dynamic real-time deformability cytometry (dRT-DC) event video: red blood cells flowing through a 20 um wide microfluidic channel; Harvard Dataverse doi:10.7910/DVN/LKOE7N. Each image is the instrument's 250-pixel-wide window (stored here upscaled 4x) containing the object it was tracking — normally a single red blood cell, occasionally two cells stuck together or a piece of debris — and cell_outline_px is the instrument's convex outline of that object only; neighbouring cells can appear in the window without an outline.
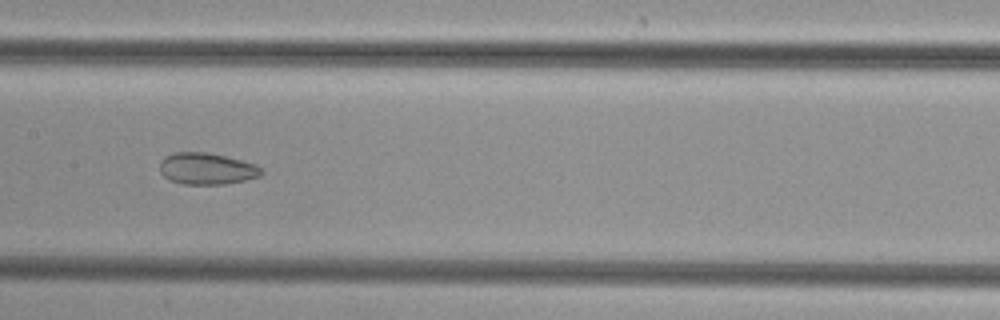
{"species": "common noctule bat (a hibernating species)", "species_latin": "Nyctalus noctula", "temperature_condition": "cold", "stored_images_in_passage": 50, "segment_of_instrument_passage": [2, 2], "camera_frame_rate_fps": 3000, "um_per_image_px": 0.085, "animal": {"sex": "female", "body_mass_g": 29.2, "forearm_length_mm": 56.3}, "frame": {"image": 1, "passage_image": 25, "time_ms": 8.0, "image_size_px": [1000, 320], "cell_outline_px": [[264, 172], [260, 176], [244, 180], [224, 184], [184, 184], [168, 180], [160, 172], [160, 160], [164, 156], [176, 152], [208, 152], [256, 164]], "centroid_in_image_um": [17.54, 14.33], "position_along_channel_um": 189.9, "area_um2": 18.73}}
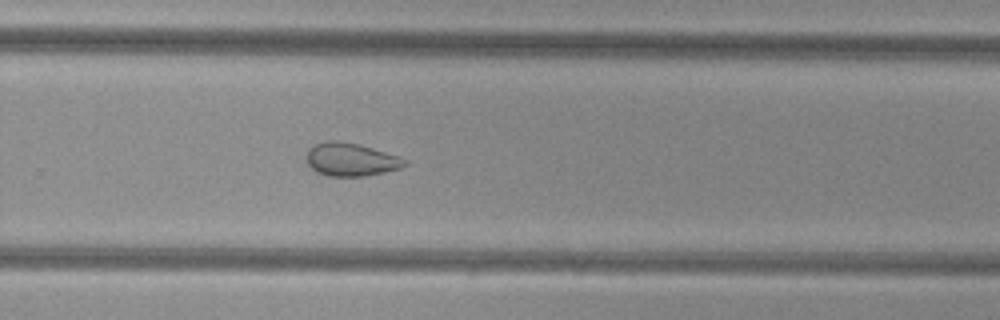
{"frame": {"image": 2, "passage_image": 33, "time_ms": 10.667, "image_size_px": [1000, 320], "cell_outline_px": [[408, 164], [400, 168], [384, 172], [364, 176], [328, 176], [316, 172], [308, 164], [308, 148], [316, 144], [328, 140], [340, 140], [360, 144], [408, 160]], "centroid_in_image_um": [29.82, 13.55], "position_along_channel_um": 300.0, "area_um2": 18.84}}
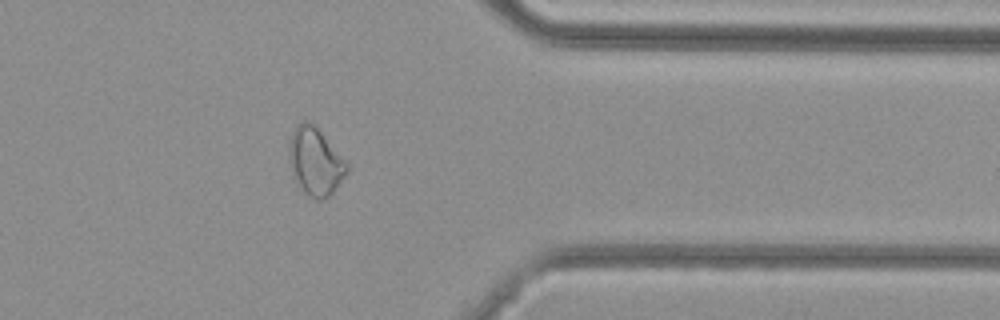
{"frame": {"image": 3, "passage_image": 40, "time_ms": 13.0, "image_size_px": [1000, 320], "cell_outline_px": [[348, 172], [332, 192], [328, 196], [320, 200], [316, 200], [308, 196], [292, 180], [288, 160], [288, 144], [292, 132], [296, 124], [304, 120], [308, 120], [316, 124], [348, 164]], "centroid_in_image_um": [26.75, 13.7], "position_along_channel_um": 384.7, "area_um2": 23.41}}